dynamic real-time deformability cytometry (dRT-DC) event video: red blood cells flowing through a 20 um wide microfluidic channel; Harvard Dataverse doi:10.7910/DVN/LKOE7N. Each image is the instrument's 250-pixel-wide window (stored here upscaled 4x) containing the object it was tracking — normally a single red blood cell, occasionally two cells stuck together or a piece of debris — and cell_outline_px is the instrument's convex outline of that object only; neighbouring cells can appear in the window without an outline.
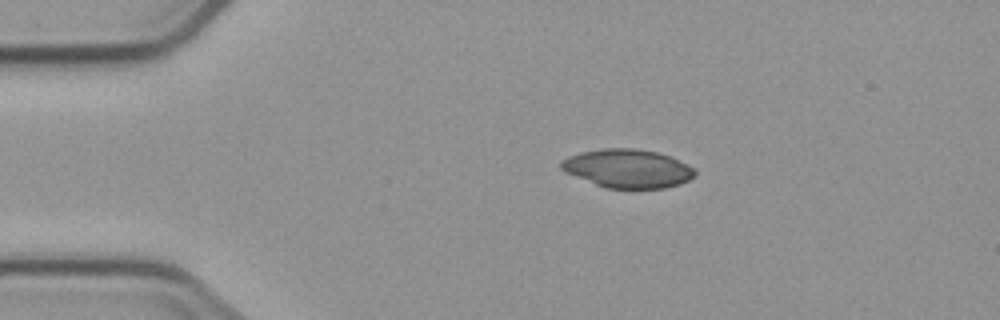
{"species": "common noctule bat (a hibernating species)", "species_latin": "Nyctalus noctula", "temperature_condition": "cold", "stored_images_in_passage": 4, "camera_frame_rate_fps": 3000, "um_per_image_px": 0.085, "animal": {"sex": "male", "body_mass_g": 23.1, "forearm_length_mm": 52.7}, "frame": {"image": 1, "passage_image": 2, "time_ms": 1.0, "image_size_px": [1000, 320], "cell_outline_px": [[696, 176], [680, 184], [664, 188], [604, 188], [564, 172], [560, 168], [560, 160], [568, 156], [580, 152], [604, 148], [636, 148], [656, 152], [672, 156], [696, 168]], "centroid_in_image_um": [53.36, 14.32], "position_along_channel_um": 31.6, "area_um2": 30.46}}